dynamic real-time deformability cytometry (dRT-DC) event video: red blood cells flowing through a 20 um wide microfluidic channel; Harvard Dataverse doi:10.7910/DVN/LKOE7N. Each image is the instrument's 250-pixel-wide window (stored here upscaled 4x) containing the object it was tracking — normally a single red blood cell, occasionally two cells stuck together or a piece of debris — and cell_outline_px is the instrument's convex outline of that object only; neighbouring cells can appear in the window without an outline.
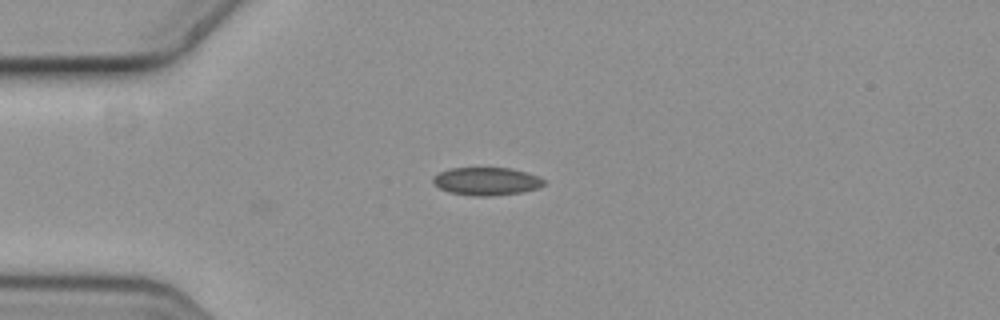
{"species": "common noctule bat (a hibernating species)", "species_latin": "Nyctalus noctula", "temperature_condition": "cold", "stored_images_in_passage": 6, "camera_frame_rate_fps": 3000, "um_per_image_px": 0.085, "animal": {"sex": "female", "body_mass_g": 19.3, "forearm_length_mm": 54.1}, "frame": {"image": 1, "passage_image": 5, "time_ms": 1.333, "image_size_px": [1000, 320], "cell_outline_px": [[544, 184], [540, 188], [520, 192], [492, 196], [472, 196], [448, 192], [440, 188], [432, 180], [440, 172], [452, 168], [512, 168], [536, 176], [544, 180]], "centroid_in_image_um": [41.36, 15.42], "position_along_channel_um": 43.6, "area_um2": 17.8}}